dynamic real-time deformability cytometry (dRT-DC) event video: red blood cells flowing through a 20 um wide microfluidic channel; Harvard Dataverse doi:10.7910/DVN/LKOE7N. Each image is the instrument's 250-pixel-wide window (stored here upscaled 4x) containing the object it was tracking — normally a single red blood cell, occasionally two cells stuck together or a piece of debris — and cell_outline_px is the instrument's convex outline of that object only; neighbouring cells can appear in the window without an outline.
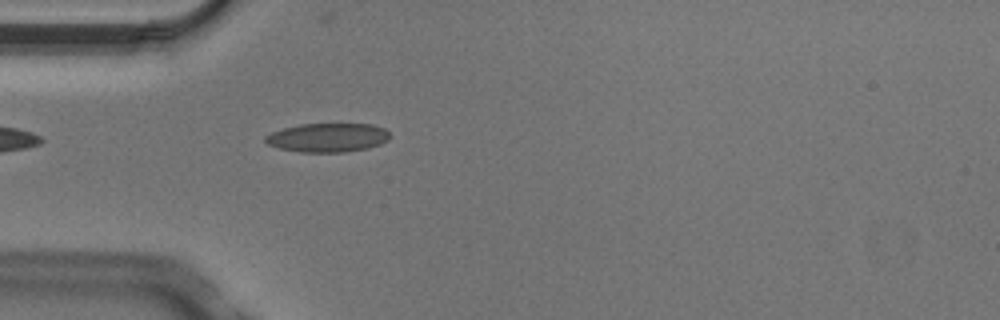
{"species": "Egyptian fruit bat (a non-hibernating species)", "species_latin": "Rousettus aegyptiacus", "temperature_condition": "cold", "stored_images_in_passage": 1, "camera_frame_rate_fps": 3000, "um_per_image_px": 0.085, "animal": {"sex": "male"}, "frame": {"image": 1, "passage_image": 1, "time_ms": 0.0, "image_size_px": [1000, 320], "cell_outline_px": [[392, 136], [388, 140], [380, 144], [368, 148], [344, 152], [300, 152], [280, 148], [268, 144], [264, 140], [264, 136], [272, 132], [284, 128], [300, 124], [372, 124], [384, 128]], "centroid_in_image_um": [27.87, 11.69], "position_along_channel_um": 57.1, "area_um2": 20.98}}